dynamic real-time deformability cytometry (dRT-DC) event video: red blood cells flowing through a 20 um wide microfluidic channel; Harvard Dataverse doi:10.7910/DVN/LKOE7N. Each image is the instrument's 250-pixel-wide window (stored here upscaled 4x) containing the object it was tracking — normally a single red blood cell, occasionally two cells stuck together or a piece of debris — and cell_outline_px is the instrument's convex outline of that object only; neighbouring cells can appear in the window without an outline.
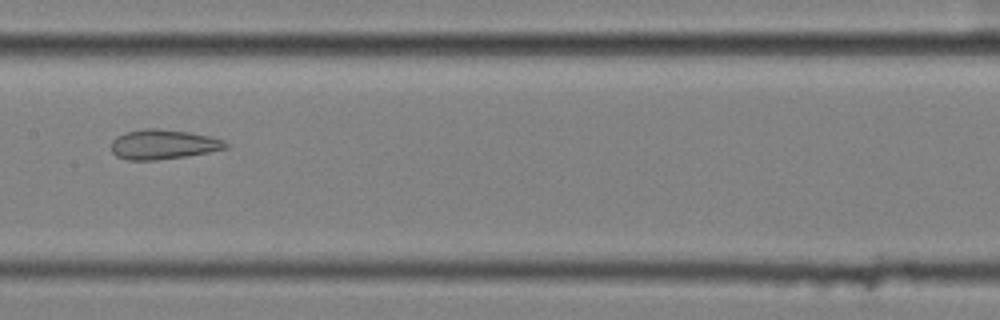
{"species": "common noctule bat (a hibernating species)", "species_latin": "Nyctalus noctula", "temperature_condition": "cold", "stored_images_in_passage": 9, "camera_frame_rate_fps": 3000, "um_per_image_px": 0.085, "animal": {"sex": "female", "body_mass_g": 25.1}, "frame": {"image": 1, "passage_image": 9, "time_ms": 2.667, "image_size_px": [1000, 320], "cell_outline_px": [[228, 148], [208, 152], [184, 156], [156, 160], [128, 160], [116, 156], [112, 152], [112, 140], [116, 136], [124, 132], [144, 128], [156, 128], [188, 132], [208, 136], [224, 140], [228, 144]], "centroid_in_image_um": [13.84, 12.27], "position_along_channel_um": 193.6, "area_um2": 19.77}}